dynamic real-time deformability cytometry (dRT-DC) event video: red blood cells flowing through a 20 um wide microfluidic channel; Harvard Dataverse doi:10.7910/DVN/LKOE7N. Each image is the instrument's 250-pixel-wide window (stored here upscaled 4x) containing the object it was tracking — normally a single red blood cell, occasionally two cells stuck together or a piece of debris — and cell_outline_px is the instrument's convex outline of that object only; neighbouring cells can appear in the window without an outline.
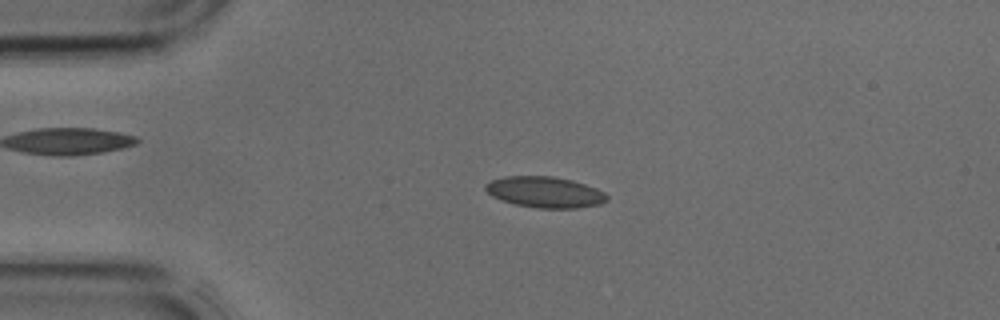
{"species": "common noctule bat (a hibernating species)", "species_latin": "Nyctalus noctula", "temperature_condition": "cold", "stored_images_in_passage": 39, "camera_frame_rate_fps": 3000, "um_per_image_px": 0.085, "animal": {"sex": "male", "body_mass_g": 17.9, "forearm_length_mm": 54.2}, "frame": {"image": 1, "passage_image": 6, "time_ms": 1.667, "image_size_px": [1000, 320], "cell_outline_px": [[608, 200], [600, 204], [576, 208], [540, 208], [516, 204], [500, 200], [492, 196], [484, 188], [484, 184], [492, 180], [504, 176], [552, 176], [572, 180], [596, 188], [604, 192], [608, 196]], "centroid_in_image_um": [46.31, 16.32], "position_along_channel_um": 38.7, "area_um2": 21.91}}
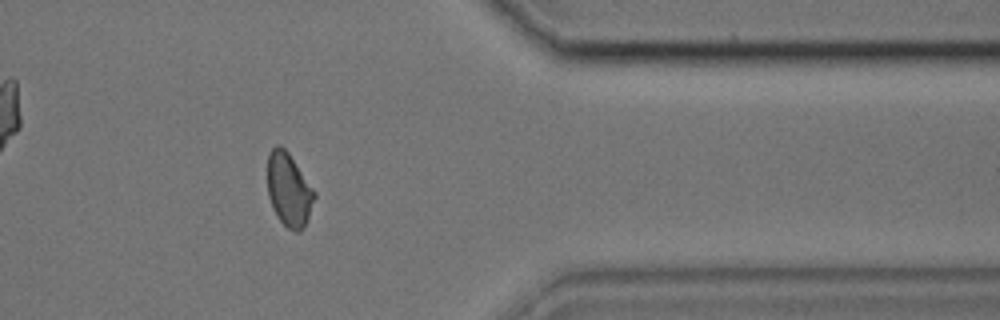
{"frame": {"image": 2, "passage_image": 31, "time_ms": 10.0, "image_size_px": [1000, 320], "cell_outline_px": [[316, 196], [308, 220], [300, 232], [296, 232], [288, 228], [276, 216], [272, 208], [268, 196], [268, 152], [276, 144], [280, 144], [288, 152], [316, 192]], "centroid_in_image_um": [24.56, 16.13], "position_along_channel_um": 386.8, "area_um2": 20.23}}
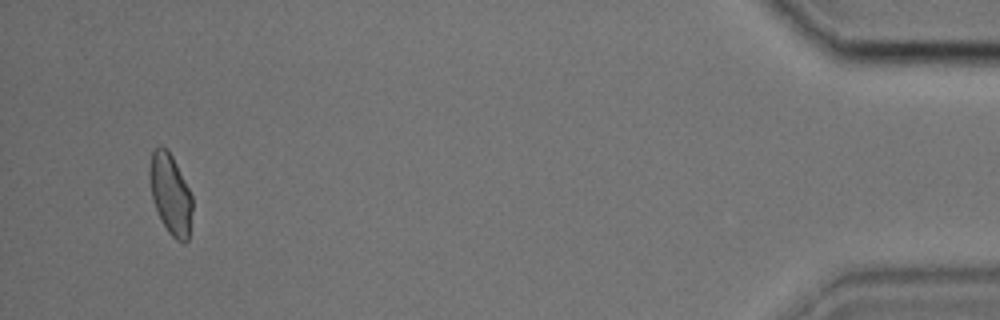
{"frame": {"image": 3, "passage_image": 37, "time_ms": 12.0, "image_size_px": [1000, 320], "cell_outline_px": [[192, 208], [188, 240], [184, 244], [176, 240], [168, 232], [152, 200], [148, 176], [148, 168], [152, 152], [160, 144], [168, 148], [192, 196]], "centroid_in_image_um": [14.47, 16.47], "position_along_channel_um": 420.7, "area_um2": 20.06}}